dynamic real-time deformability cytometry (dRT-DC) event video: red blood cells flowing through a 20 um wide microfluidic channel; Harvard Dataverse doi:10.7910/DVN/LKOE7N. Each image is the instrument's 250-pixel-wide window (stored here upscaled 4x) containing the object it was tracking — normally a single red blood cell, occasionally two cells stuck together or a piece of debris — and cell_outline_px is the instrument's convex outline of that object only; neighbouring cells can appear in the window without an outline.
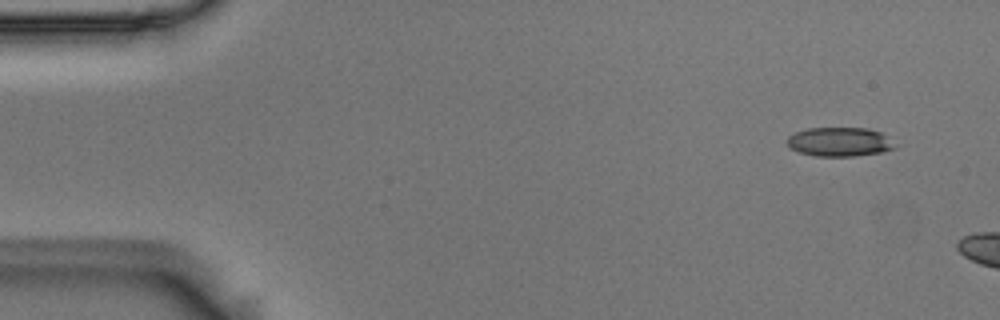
{"species": "Egyptian fruit bat (a non-hibernating species)", "species_latin": "Rousettus aegyptiacus", "temperature_condition": "room temperature", "stored_images_in_passage": 3, "camera_frame_rate_fps": 3000, "um_per_image_px": 0.085, "animal": {"sex": "male"}, "frame": {"image": 1, "passage_image": 1, "time_ms": 0.0, "image_size_px": [1000, 320], "cell_outline_px": [[896, 148], [884, 152], [852, 156], [816, 156], [800, 152], [788, 148], [788, 136], [796, 132], [808, 128], [868, 128], [880, 132], [896, 144]], "centroid_in_image_um": [71.37, 12.06], "position_along_channel_um": 13.6, "area_um2": 18.26}}